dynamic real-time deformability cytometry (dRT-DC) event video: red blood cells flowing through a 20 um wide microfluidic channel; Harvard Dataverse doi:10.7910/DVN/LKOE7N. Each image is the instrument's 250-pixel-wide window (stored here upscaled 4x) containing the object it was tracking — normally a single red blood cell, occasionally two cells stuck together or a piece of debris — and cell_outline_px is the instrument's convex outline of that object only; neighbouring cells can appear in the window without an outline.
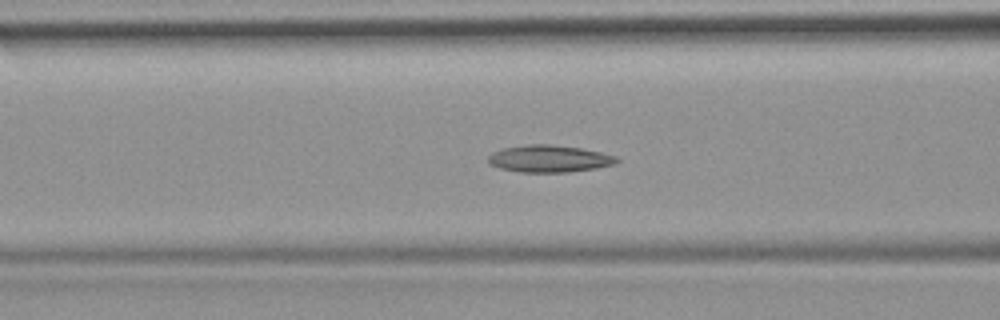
{"species": "common noctule bat (a hibernating species)", "species_latin": "Nyctalus noctula", "temperature_condition": "room temperature", "stored_images_in_passage": 46, "camera_frame_rate_fps": 3000, "um_per_image_px": 0.085, "animal": {"sex": "female", "body_mass_g": 19.9}, "frame": {"image": 1, "passage_image": 14, "time_ms": 4.333, "image_size_px": [1000, 320], "cell_outline_px": [[620, 160], [616, 164], [596, 168], [568, 172], [520, 172], [500, 168], [492, 164], [488, 160], [488, 156], [492, 152], [504, 148], [528, 144], [548, 144], [580, 148], [600, 152], [616, 156]], "centroid_in_image_um": [46.71, 13.49], "position_along_channel_um": 119.9, "area_um2": 20.17}}
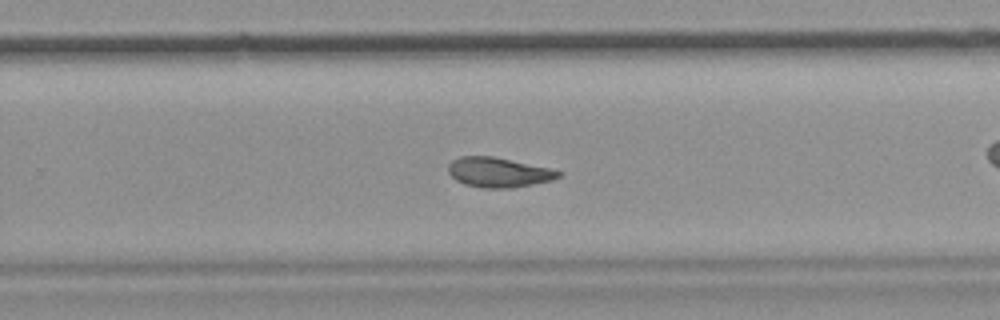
{"frame": {"image": 2, "passage_image": 27, "time_ms": 8.667, "image_size_px": [1000, 320], "cell_outline_px": [[564, 172], [560, 176], [552, 180], [512, 188], [480, 188], [464, 184], [456, 180], [448, 172], [448, 164], [452, 160], [460, 156], [492, 156], [552, 168]], "centroid_in_image_um": [42.38, 14.65], "position_along_channel_um": 287.4, "area_um2": 19.31}, "authors_computed_cell_mechanics": {"area_um2": 19.652, "velocity_mm_per_s": 3.8818, "shape_relaxation_time_tau1_ms": 8.5256, "shape_relaxation_time_tau2_ms": 3.957, "deformation_change_tau1": 0.1893, "deformation_change_tau2": 0.1098}}